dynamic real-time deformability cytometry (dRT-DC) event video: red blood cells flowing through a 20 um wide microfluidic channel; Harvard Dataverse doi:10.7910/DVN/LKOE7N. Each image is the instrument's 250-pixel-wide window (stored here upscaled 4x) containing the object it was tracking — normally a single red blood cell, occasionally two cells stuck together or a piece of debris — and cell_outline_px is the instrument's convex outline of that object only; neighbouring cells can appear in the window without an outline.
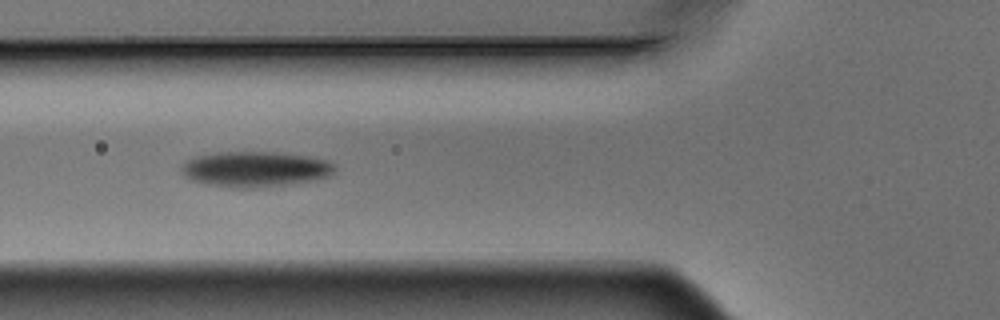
{"species": "Egyptian fruit bat (a non-hibernating species)", "species_latin": "Rousettus aegyptiacus", "temperature_condition": "warm", "stored_images_in_passage": 9, "camera_frame_rate_fps": 3000, "um_per_image_px": 0.085, "animal": {"sex": "male"}, "frame": {"image": 1, "passage_image": 6, "time_ms": 1.667, "image_size_px": [1000, 320], "cell_outline_px": [[336, 168], [332, 176], [284, 184], [252, 188], [236, 188], [208, 184], [192, 180], [184, 176], [180, 172], [180, 164], [196, 156], [216, 152], [276, 152], [308, 156], [328, 160]], "centroid_in_image_um": [21.65, 14.36], "position_along_channel_um": 104.2, "area_um2": 31.56}}
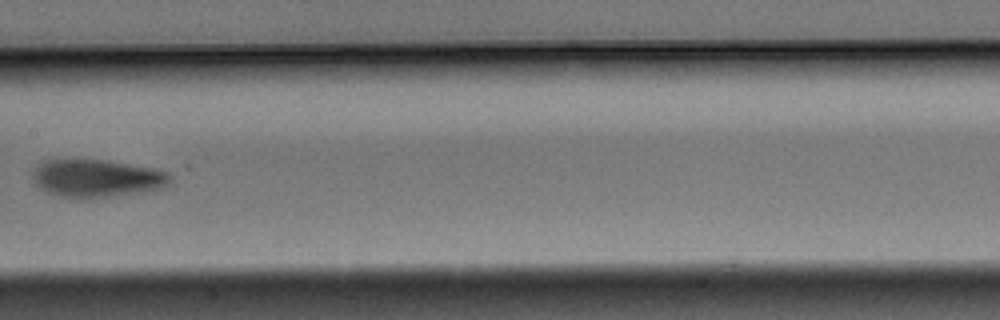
{"frame": {"image": 2, "passage_image": 8, "time_ms": 2.333, "image_size_px": [1000, 320], "cell_outline_px": [[172, 176], [168, 184], [160, 188], [136, 192], [80, 200], [76, 200], [60, 196], [48, 192], [40, 188], [36, 184], [32, 176], [32, 172], [44, 160], [100, 160], [152, 168], [168, 172]], "centroid_in_image_um": [8.18, 15.17], "position_along_channel_um": 199.2, "area_um2": 29.82}}
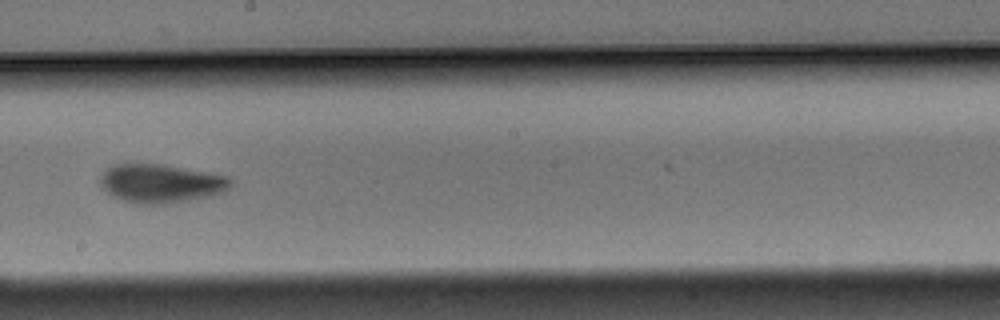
{"frame": {"image": 3, "passage_image": 9, "time_ms": 2.667, "image_size_px": [1000, 320], "cell_outline_px": [[232, 184], [224, 192], [208, 196], [168, 204], [136, 204], [112, 196], [100, 188], [100, 176], [112, 164], [160, 164], [228, 176], [232, 180]], "centroid_in_image_um": [13.63, 15.6], "position_along_channel_um": 234.6, "area_um2": 29.3}}